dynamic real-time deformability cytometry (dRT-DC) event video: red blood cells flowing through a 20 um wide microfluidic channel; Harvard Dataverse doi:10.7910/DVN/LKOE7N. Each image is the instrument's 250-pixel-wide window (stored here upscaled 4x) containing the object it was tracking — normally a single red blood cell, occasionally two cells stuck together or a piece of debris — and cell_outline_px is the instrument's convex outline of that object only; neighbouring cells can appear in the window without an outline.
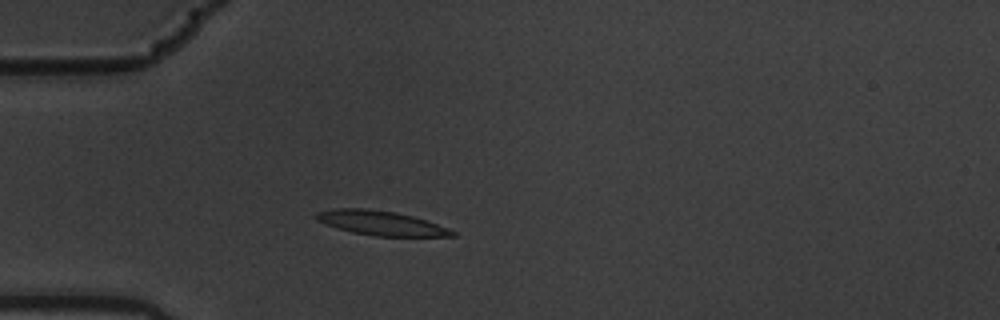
{"species": "common noctule bat (a hibernating species)", "species_latin": "Nyctalus noctula", "temperature_condition": "warm", "stored_images_in_passage": 4, "camera_frame_rate_fps": 3000, "um_per_image_px": 0.085, "animal": {"sex": "male", "body_mass_g": 19.5, "forearm_length_mm": 54.6}, "frame": {"image": 1, "passage_image": 3, "time_ms": 0.667, "image_size_px": [1000, 320], "cell_outline_px": [[456, 236], [376, 236], [352, 232], [316, 220], [312, 216], [316, 212], [336, 208], [368, 208], [396, 212], [428, 220], [448, 228], [456, 232]], "centroid_in_image_um": [32.39, 18.94], "position_along_channel_um": 52.6, "area_um2": 19.36}}